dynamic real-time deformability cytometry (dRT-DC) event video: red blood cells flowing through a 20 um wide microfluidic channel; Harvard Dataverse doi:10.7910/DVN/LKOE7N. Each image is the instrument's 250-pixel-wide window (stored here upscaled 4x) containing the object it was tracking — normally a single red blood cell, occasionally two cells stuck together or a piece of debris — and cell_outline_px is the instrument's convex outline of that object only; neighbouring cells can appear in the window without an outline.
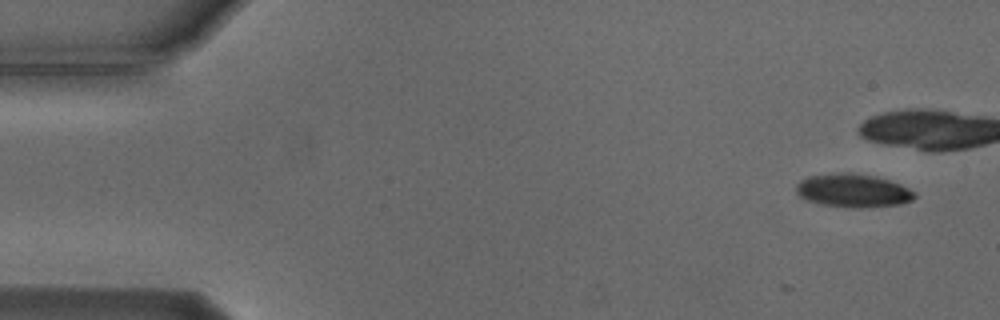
{"species": "Egyptian fruit bat (a non-hibernating species)", "species_latin": "Rousettus aegyptiacus", "temperature_condition": "cold", "stored_images_in_passage": 3, "camera_frame_rate_fps": 3000, "um_per_image_px": 0.085, "animal": {"sex": "male"}, "frame": {"image": 1, "passage_image": 3, "time_ms": 0.667, "image_size_px": [1000, 320], "cell_outline_px": [[916, 196], [912, 200], [900, 204], [860, 208], [848, 208], [820, 204], [808, 200], [800, 196], [796, 192], [796, 188], [800, 180], [808, 176], [840, 172], [848, 172], [876, 176], [900, 184], [916, 192]], "centroid_in_image_um": [72.51, 16.2], "position_along_channel_um": 12.5, "area_um2": 23.12}}